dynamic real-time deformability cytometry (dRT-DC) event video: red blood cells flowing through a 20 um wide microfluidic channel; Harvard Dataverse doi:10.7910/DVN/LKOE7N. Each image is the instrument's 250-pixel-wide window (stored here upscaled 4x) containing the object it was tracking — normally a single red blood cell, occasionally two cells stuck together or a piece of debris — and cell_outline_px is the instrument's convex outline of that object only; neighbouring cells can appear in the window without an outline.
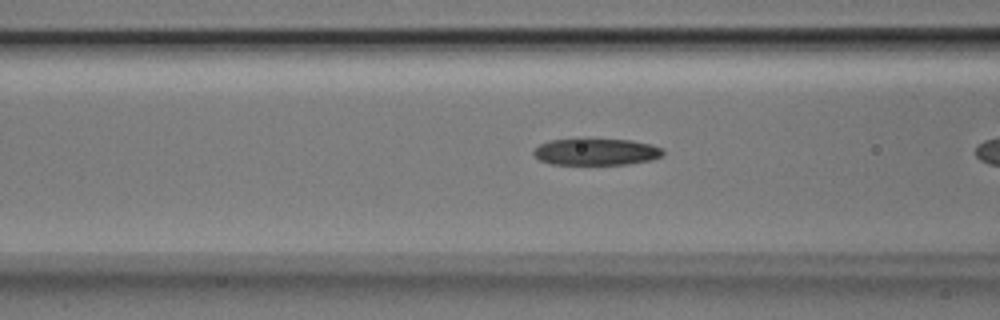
{"species": "Egyptian fruit bat (a non-hibernating species)", "species_latin": "Rousettus aegyptiacus", "temperature_condition": "room temperature", "stored_images_in_passage": 8, "camera_frame_rate_fps": 3000, "um_per_image_px": 0.085, "animal": {"sex": "male"}, "frame": {"image": 1, "passage_image": 6, "time_ms": 1.667, "image_size_px": [1000, 320], "cell_outline_px": [[664, 152], [660, 156], [652, 160], [628, 164], [552, 164], [540, 160], [532, 152], [540, 144], [548, 140], [576, 136], [584, 136], [632, 140], [652, 144], [664, 148]], "centroid_in_image_um": [50.66, 12.84], "position_along_channel_um": 115.9, "area_um2": 21.21}}